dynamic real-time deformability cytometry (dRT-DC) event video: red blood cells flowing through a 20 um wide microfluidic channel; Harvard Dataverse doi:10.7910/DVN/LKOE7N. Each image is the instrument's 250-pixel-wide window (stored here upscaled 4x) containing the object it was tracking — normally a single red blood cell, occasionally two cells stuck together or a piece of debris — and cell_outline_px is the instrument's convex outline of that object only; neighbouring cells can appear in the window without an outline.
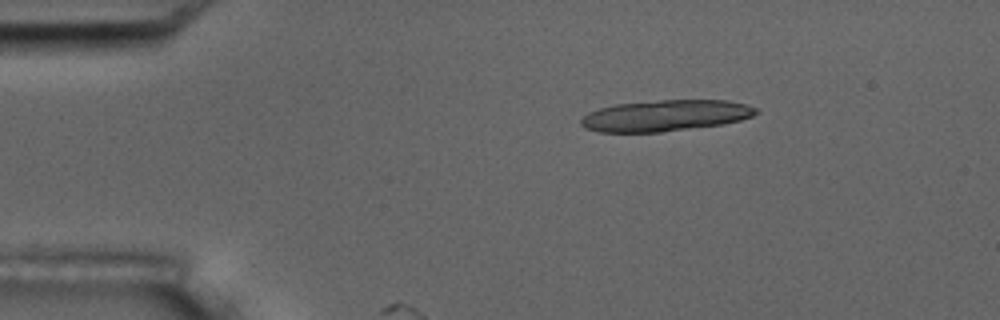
{"species": "common noctule bat (a hibernating species)", "species_latin": "Nyctalus noctula", "temperature_condition": "room temperature", "stored_images_in_passage": 4, "camera_frame_rate_fps": 3000, "um_per_image_px": 0.085, "animal": {"sex": "male", "body_mass_g": 17.5, "forearm_length_mm": 52.3}, "frame": {"image": 1, "passage_image": 1, "time_ms": 0.0, "image_size_px": [1000, 320], "cell_outline_px": [[760, 112], [752, 116], [740, 120], [724, 124], [660, 132], [600, 132], [584, 128], [580, 124], [580, 120], [588, 112], [600, 108], [616, 104], [660, 100], [728, 100], [748, 104], [756, 108]], "centroid_in_image_um": [56.57, 9.82], "position_along_channel_um": 28.4, "area_um2": 31.91}}